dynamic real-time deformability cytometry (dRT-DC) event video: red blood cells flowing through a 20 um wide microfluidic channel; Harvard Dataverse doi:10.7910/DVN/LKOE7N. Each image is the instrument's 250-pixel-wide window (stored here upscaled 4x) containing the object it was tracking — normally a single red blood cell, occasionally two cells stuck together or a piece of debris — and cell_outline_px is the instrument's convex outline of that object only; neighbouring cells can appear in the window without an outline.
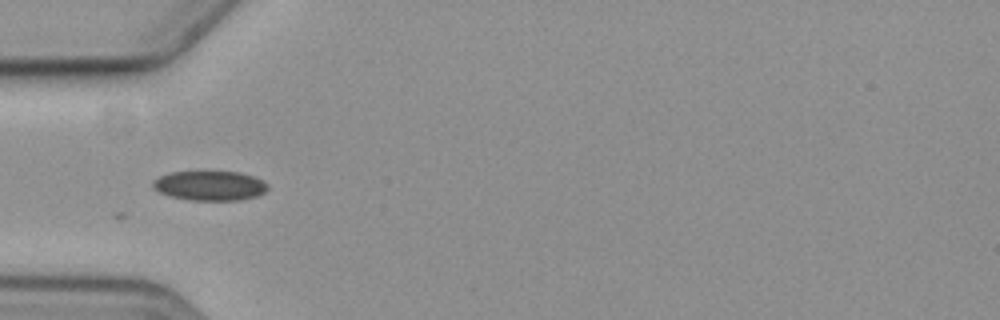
{"species": "common noctule bat (a hibernating species)", "species_latin": "Nyctalus noctula", "temperature_condition": "cold", "stored_images_in_passage": 7, "camera_frame_rate_fps": 3000, "um_per_image_px": 0.085, "animal": {"sex": "female", "body_mass_g": 19.3, "forearm_length_mm": 54.1}, "frame": {"image": 1, "passage_image": 4, "time_ms": 3.667, "image_size_px": [1000, 320], "cell_outline_px": [[268, 188], [264, 192], [256, 196], [240, 200], [188, 200], [168, 196], [152, 188], [152, 180], [160, 176], [172, 172], [240, 172], [256, 176], [268, 184]], "centroid_in_image_um": [17.83, 15.78], "position_along_channel_um": 67.2, "area_um2": 19.94}}
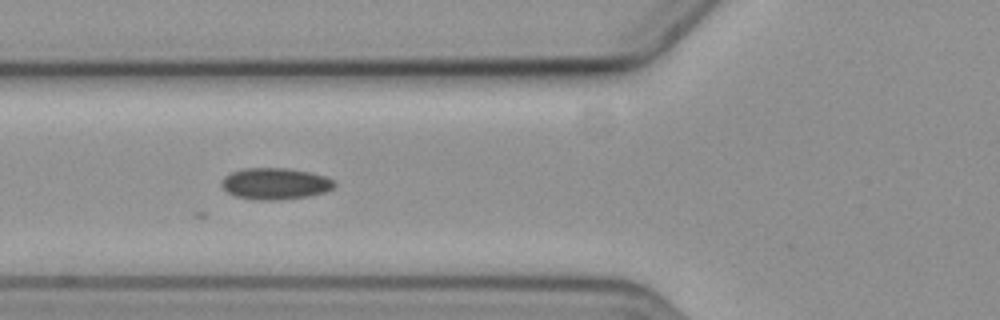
{"frame": {"image": 2, "passage_image": 5, "time_ms": 4.667, "image_size_px": [1000, 320], "cell_outline_px": [[336, 184], [332, 188], [324, 192], [308, 196], [280, 200], [260, 200], [236, 196], [228, 192], [220, 184], [224, 176], [232, 172], [244, 168], [288, 168], [308, 172], [324, 176], [332, 180]], "centroid_in_image_um": [23.37, 15.61], "position_along_channel_um": 102.4, "area_um2": 20.52}}
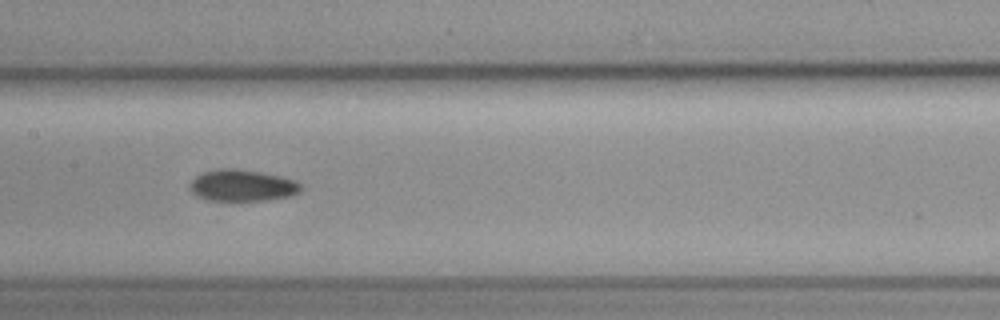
{"frame": {"image": 3, "passage_image": 7, "time_ms": 7.0, "image_size_px": [1000, 320], "cell_outline_px": [[304, 188], [300, 192], [288, 196], [268, 200], [208, 200], [196, 196], [188, 188], [188, 184], [196, 176], [204, 172], [220, 168], [236, 168], [260, 172], [280, 176], [296, 180]], "centroid_in_image_um": [20.58, 15.76], "position_along_channel_um": 186.8, "area_um2": 20.52}}